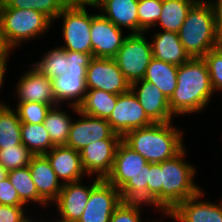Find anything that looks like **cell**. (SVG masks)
I'll return each mask as SVG.
<instances>
[{"label":"cell","mask_w":222,"mask_h":222,"mask_svg":"<svg viewBox=\"0 0 222 222\" xmlns=\"http://www.w3.org/2000/svg\"><path fill=\"white\" fill-rule=\"evenodd\" d=\"M214 91L206 62L191 58L178 67L177 86L169 98L173 116L200 112L206 108Z\"/></svg>","instance_id":"cell-1"},{"label":"cell","mask_w":222,"mask_h":222,"mask_svg":"<svg viewBox=\"0 0 222 222\" xmlns=\"http://www.w3.org/2000/svg\"><path fill=\"white\" fill-rule=\"evenodd\" d=\"M182 134L183 131L170 121L133 129L122 140L148 163H161L175 157L185 148Z\"/></svg>","instance_id":"cell-2"},{"label":"cell","mask_w":222,"mask_h":222,"mask_svg":"<svg viewBox=\"0 0 222 222\" xmlns=\"http://www.w3.org/2000/svg\"><path fill=\"white\" fill-rule=\"evenodd\" d=\"M178 35L191 58H203L210 50L221 45L216 35L214 12L209 0H197L191 6Z\"/></svg>","instance_id":"cell-3"},{"label":"cell","mask_w":222,"mask_h":222,"mask_svg":"<svg viewBox=\"0 0 222 222\" xmlns=\"http://www.w3.org/2000/svg\"><path fill=\"white\" fill-rule=\"evenodd\" d=\"M184 148L175 157L161 162L160 211L171 212L179 203L196 195L201 188L194 182L196 171L184 160Z\"/></svg>","instance_id":"cell-4"},{"label":"cell","mask_w":222,"mask_h":222,"mask_svg":"<svg viewBox=\"0 0 222 222\" xmlns=\"http://www.w3.org/2000/svg\"><path fill=\"white\" fill-rule=\"evenodd\" d=\"M52 24L48 16L37 10L0 8V41L12 50L23 41L43 35Z\"/></svg>","instance_id":"cell-5"},{"label":"cell","mask_w":222,"mask_h":222,"mask_svg":"<svg viewBox=\"0 0 222 222\" xmlns=\"http://www.w3.org/2000/svg\"><path fill=\"white\" fill-rule=\"evenodd\" d=\"M87 5L86 0H72L56 17V21L58 18L63 19L65 45L60 48L92 55V14H88Z\"/></svg>","instance_id":"cell-6"},{"label":"cell","mask_w":222,"mask_h":222,"mask_svg":"<svg viewBox=\"0 0 222 222\" xmlns=\"http://www.w3.org/2000/svg\"><path fill=\"white\" fill-rule=\"evenodd\" d=\"M152 57L151 43L147 41L145 33H130L113 59L131 85L144 78Z\"/></svg>","instance_id":"cell-7"},{"label":"cell","mask_w":222,"mask_h":222,"mask_svg":"<svg viewBox=\"0 0 222 222\" xmlns=\"http://www.w3.org/2000/svg\"><path fill=\"white\" fill-rule=\"evenodd\" d=\"M81 119L72 121L65 146L81 151L85 146L102 139H122L116 134L106 119L79 112L78 106L69 105Z\"/></svg>","instance_id":"cell-8"},{"label":"cell","mask_w":222,"mask_h":222,"mask_svg":"<svg viewBox=\"0 0 222 222\" xmlns=\"http://www.w3.org/2000/svg\"><path fill=\"white\" fill-rule=\"evenodd\" d=\"M85 80L87 90L99 89L119 95L131 88L113 58L92 57Z\"/></svg>","instance_id":"cell-9"},{"label":"cell","mask_w":222,"mask_h":222,"mask_svg":"<svg viewBox=\"0 0 222 222\" xmlns=\"http://www.w3.org/2000/svg\"><path fill=\"white\" fill-rule=\"evenodd\" d=\"M107 122L111 125L112 130L121 137L133 129L153 124L131 89L118 95L115 108Z\"/></svg>","instance_id":"cell-10"},{"label":"cell","mask_w":222,"mask_h":222,"mask_svg":"<svg viewBox=\"0 0 222 222\" xmlns=\"http://www.w3.org/2000/svg\"><path fill=\"white\" fill-rule=\"evenodd\" d=\"M122 202L120 191L105 179L93 188L78 222H109L115 208Z\"/></svg>","instance_id":"cell-11"},{"label":"cell","mask_w":222,"mask_h":222,"mask_svg":"<svg viewBox=\"0 0 222 222\" xmlns=\"http://www.w3.org/2000/svg\"><path fill=\"white\" fill-rule=\"evenodd\" d=\"M123 30L105 18L101 13L92 15L91 43L92 57L113 58L122 47Z\"/></svg>","instance_id":"cell-12"},{"label":"cell","mask_w":222,"mask_h":222,"mask_svg":"<svg viewBox=\"0 0 222 222\" xmlns=\"http://www.w3.org/2000/svg\"><path fill=\"white\" fill-rule=\"evenodd\" d=\"M122 139H102L80 151L81 164L88 176L105 179L110 173L118 144Z\"/></svg>","instance_id":"cell-13"},{"label":"cell","mask_w":222,"mask_h":222,"mask_svg":"<svg viewBox=\"0 0 222 222\" xmlns=\"http://www.w3.org/2000/svg\"><path fill=\"white\" fill-rule=\"evenodd\" d=\"M101 180L96 177L91 185L84 186L81 181L63 184L55 201L60 219L59 222H78L89 200L92 188ZM83 184V185H82Z\"/></svg>","instance_id":"cell-14"},{"label":"cell","mask_w":222,"mask_h":222,"mask_svg":"<svg viewBox=\"0 0 222 222\" xmlns=\"http://www.w3.org/2000/svg\"><path fill=\"white\" fill-rule=\"evenodd\" d=\"M201 190L196 195L179 203L171 212L163 214L178 222H222V200L219 204L201 201Z\"/></svg>","instance_id":"cell-15"},{"label":"cell","mask_w":222,"mask_h":222,"mask_svg":"<svg viewBox=\"0 0 222 222\" xmlns=\"http://www.w3.org/2000/svg\"><path fill=\"white\" fill-rule=\"evenodd\" d=\"M16 88L18 103L36 102L48 104L51 107L59 105L54 95L52 80L35 66L23 74Z\"/></svg>","instance_id":"cell-16"},{"label":"cell","mask_w":222,"mask_h":222,"mask_svg":"<svg viewBox=\"0 0 222 222\" xmlns=\"http://www.w3.org/2000/svg\"><path fill=\"white\" fill-rule=\"evenodd\" d=\"M130 89L153 123H167L173 120L169 99L154 84L142 79L132 83Z\"/></svg>","instance_id":"cell-17"},{"label":"cell","mask_w":222,"mask_h":222,"mask_svg":"<svg viewBox=\"0 0 222 222\" xmlns=\"http://www.w3.org/2000/svg\"><path fill=\"white\" fill-rule=\"evenodd\" d=\"M148 161L123 140L117 146L112 169L105 180L120 190L132 177L138 175Z\"/></svg>","instance_id":"cell-18"},{"label":"cell","mask_w":222,"mask_h":222,"mask_svg":"<svg viewBox=\"0 0 222 222\" xmlns=\"http://www.w3.org/2000/svg\"><path fill=\"white\" fill-rule=\"evenodd\" d=\"M139 0H96L88 1V6L101 9L102 15L118 28L130 29L131 34H139L138 23Z\"/></svg>","instance_id":"cell-19"},{"label":"cell","mask_w":222,"mask_h":222,"mask_svg":"<svg viewBox=\"0 0 222 222\" xmlns=\"http://www.w3.org/2000/svg\"><path fill=\"white\" fill-rule=\"evenodd\" d=\"M44 156L62 184L81 181L84 174L86 175L81 164L80 151L65 145L54 146Z\"/></svg>","instance_id":"cell-20"},{"label":"cell","mask_w":222,"mask_h":222,"mask_svg":"<svg viewBox=\"0 0 222 222\" xmlns=\"http://www.w3.org/2000/svg\"><path fill=\"white\" fill-rule=\"evenodd\" d=\"M39 196L49 205L54 203L63 187L44 155L34 156L28 165Z\"/></svg>","instance_id":"cell-21"},{"label":"cell","mask_w":222,"mask_h":222,"mask_svg":"<svg viewBox=\"0 0 222 222\" xmlns=\"http://www.w3.org/2000/svg\"><path fill=\"white\" fill-rule=\"evenodd\" d=\"M151 42L153 57L163 62L181 66L191 59L176 32H158L152 37Z\"/></svg>","instance_id":"cell-22"},{"label":"cell","mask_w":222,"mask_h":222,"mask_svg":"<svg viewBox=\"0 0 222 222\" xmlns=\"http://www.w3.org/2000/svg\"><path fill=\"white\" fill-rule=\"evenodd\" d=\"M86 73L66 72L52 79L53 91L57 103L71 101L69 105L78 106L87 92Z\"/></svg>","instance_id":"cell-23"},{"label":"cell","mask_w":222,"mask_h":222,"mask_svg":"<svg viewBox=\"0 0 222 222\" xmlns=\"http://www.w3.org/2000/svg\"><path fill=\"white\" fill-rule=\"evenodd\" d=\"M178 67L152 57L143 79L154 84L169 99L177 86Z\"/></svg>","instance_id":"cell-24"},{"label":"cell","mask_w":222,"mask_h":222,"mask_svg":"<svg viewBox=\"0 0 222 222\" xmlns=\"http://www.w3.org/2000/svg\"><path fill=\"white\" fill-rule=\"evenodd\" d=\"M117 98V94L103 90H87L84 99L78 105V110L87 115L107 120L115 108Z\"/></svg>","instance_id":"cell-25"},{"label":"cell","mask_w":222,"mask_h":222,"mask_svg":"<svg viewBox=\"0 0 222 222\" xmlns=\"http://www.w3.org/2000/svg\"><path fill=\"white\" fill-rule=\"evenodd\" d=\"M197 0H162V13L159 24L163 31L178 33L189 9Z\"/></svg>","instance_id":"cell-26"},{"label":"cell","mask_w":222,"mask_h":222,"mask_svg":"<svg viewBox=\"0 0 222 222\" xmlns=\"http://www.w3.org/2000/svg\"><path fill=\"white\" fill-rule=\"evenodd\" d=\"M22 144L21 121L16 110L0 103V149Z\"/></svg>","instance_id":"cell-27"},{"label":"cell","mask_w":222,"mask_h":222,"mask_svg":"<svg viewBox=\"0 0 222 222\" xmlns=\"http://www.w3.org/2000/svg\"><path fill=\"white\" fill-rule=\"evenodd\" d=\"M148 171L150 163L119 190L122 201L155 206V200L148 193Z\"/></svg>","instance_id":"cell-28"},{"label":"cell","mask_w":222,"mask_h":222,"mask_svg":"<svg viewBox=\"0 0 222 222\" xmlns=\"http://www.w3.org/2000/svg\"><path fill=\"white\" fill-rule=\"evenodd\" d=\"M60 107L59 105L51 107L43 122L55 146L66 145L73 121L69 114L59 109Z\"/></svg>","instance_id":"cell-29"},{"label":"cell","mask_w":222,"mask_h":222,"mask_svg":"<svg viewBox=\"0 0 222 222\" xmlns=\"http://www.w3.org/2000/svg\"><path fill=\"white\" fill-rule=\"evenodd\" d=\"M21 139L34 156L45 155L55 146L43 123H21Z\"/></svg>","instance_id":"cell-30"},{"label":"cell","mask_w":222,"mask_h":222,"mask_svg":"<svg viewBox=\"0 0 222 222\" xmlns=\"http://www.w3.org/2000/svg\"><path fill=\"white\" fill-rule=\"evenodd\" d=\"M8 179L18 192L20 200L27 203H38L47 206V203L39 196L37 188L33 182L29 166L8 171Z\"/></svg>","instance_id":"cell-31"},{"label":"cell","mask_w":222,"mask_h":222,"mask_svg":"<svg viewBox=\"0 0 222 222\" xmlns=\"http://www.w3.org/2000/svg\"><path fill=\"white\" fill-rule=\"evenodd\" d=\"M72 0H0V8L33 9L44 13L52 21Z\"/></svg>","instance_id":"cell-32"},{"label":"cell","mask_w":222,"mask_h":222,"mask_svg":"<svg viewBox=\"0 0 222 222\" xmlns=\"http://www.w3.org/2000/svg\"><path fill=\"white\" fill-rule=\"evenodd\" d=\"M51 80L67 72L66 50L58 47L45 53L41 61L31 64Z\"/></svg>","instance_id":"cell-33"},{"label":"cell","mask_w":222,"mask_h":222,"mask_svg":"<svg viewBox=\"0 0 222 222\" xmlns=\"http://www.w3.org/2000/svg\"><path fill=\"white\" fill-rule=\"evenodd\" d=\"M33 157L23 144L0 149V165L7 171L28 166Z\"/></svg>","instance_id":"cell-34"},{"label":"cell","mask_w":222,"mask_h":222,"mask_svg":"<svg viewBox=\"0 0 222 222\" xmlns=\"http://www.w3.org/2000/svg\"><path fill=\"white\" fill-rule=\"evenodd\" d=\"M162 13V0H139L138 1V23L139 34L145 33L153 26L158 25Z\"/></svg>","instance_id":"cell-35"},{"label":"cell","mask_w":222,"mask_h":222,"mask_svg":"<svg viewBox=\"0 0 222 222\" xmlns=\"http://www.w3.org/2000/svg\"><path fill=\"white\" fill-rule=\"evenodd\" d=\"M16 111L21 123L41 124L44 122L46 114L51 106L43 103L24 102L18 103Z\"/></svg>","instance_id":"cell-36"},{"label":"cell","mask_w":222,"mask_h":222,"mask_svg":"<svg viewBox=\"0 0 222 222\" xmlns=\"http://www.w3.org/2000/svg\"><path fill=\"white\" fill-rule=\"evenodd\" d=\"M203 60L207 64L213 91H222V44L210 50Z\"/></svg>","instance_id":"cell-37"},{"label":"cell","mask_w":222,"mask_h":222,"mask_svg":"<svg viewBox=\"0 0 222 222\" xmlns=\"http://www.w3.org/2000/svg\"><path fill=\"white\" fill-rule=\"evenodd\" d=\"M139 203L122 201L114 210L109 222H142L140 219L141 207Z\"/></svg>","instance_id":"cell-38"},{"label":"cell","mask_w":222,"mask_h":222,"mask_svg":"<svg viewBox=\"0 0 222 222\" xmlns=\"http://www.w3.org/2000/svg\"><path fill=\"white\" fill-rule=\"evenodd\" d=\"M92 55L66 50L67 72L87 73Z\"/></svg>","instance_id":"cell-39"},{"label":"cell","mask_w":222,"mask_h":222,"mask_svg":"<svg viewBox=\"0 0 222 222\" xmlns=\"http://www.w3.org/2000/svg\"><path fill=\"white\" fill-rule=\"evenodd\" d=\"M160 171L161 163H150L148 171V193L155 200V208L160 211Z\"/></svg>","instance_id":"cell-40"},{"label":"cell","mask_w":222,"mask_h":222,"mask_svg":"<svg viewBox=\"0 0 222 222\" xmlns=\"http://www.w3.org/2000/svg\"><path fill=\"white\" fill-rule=\"evenodd\" d=\"M0 204L11 206H25L20 200L18 192L6 178L0 182Z\"/></svg>","instance_id":"cell-41"},{"label":"cell","mask_w":222,"mask_h":222,"mask_svg":"<svg viewBox=\"0 0 222 222\" xmlns=\"http://www.w3.org/2000/svg\"><path fill=\"white\" fill-rule=\"evenodd\" d=\"M24 206L0 204V222H23L26 219Z\"/></svg>","instance_id":"cell-42"},{"label":"cell","mask_w":222,"mask_h":222,"mask_svg":"<svg viewBox=\"0 0 222 222\" xmlns=\"http://www.w3.org/2000/svg\"><path fill=\"white\" fill-rule=\"evenodd\" d=\"M214 12L215 31L219 42L222 44V2L209 1Z\"/></svg>","instance_id":"cell-43"},{"label":"cell","mask_w":222,"mask_h":222,"mask_svg":"<svg viewBox=\"0 0 222 222\" xmlns=\"http://www.w3.org/2000/svg\"><path fill=\"white\" fill-rule=\"evenodd\" d=\"M11 50L0 41V72H6Z\"/></svg>","instance_id":"cell-44"},{"label":"cell","mask_w":222,"mask_h":222,"mask_svg":"<svg viewBox=\"0 0 222 222\" xmlns=\"http://www.w3.org/2000/svg\"><path fill=\"white\" fill-rule=\"evenodd\" d=\"M8 178V171L0 165V182Z\"/></svg>","instance_id":"cell-45"},{"label":"cell","mask_w":222,"mask_h":222,"mask_svg":"<svg viewBox=\"0 0 222 222\" xmlns=\"http://www.w3.org/2000/svg\"><path fill=\"white\" fill-rule=\"evenodd\" d=\"M5 72H0V89L4 83Z\"/></svg>","instance_id":"cell-46"},{"label":"cell","mask_w":222,"mask_h":222,"mask_svg":"<svg viewBox=\"0 0 222 222\" xmlns=\"http://www.w3.org/2000/svg\"><path fill=\"white\" fill-rule=\"evenodd\" d=\"M23 222H33V220H31L30 218H28V216L26 217V219L23 221ZM34 222H36V221H34ZM38 222V221H37ZM40 222V221H39ZM41 222H44V221H42L41 220ZM48 222V221H47ZM51 222V221H50ZM53 222V221H52ZM54 222H59L58 220L56 221V220H54Z\"/></svg>","instance_id":"cell-47"},{"label":"cell","mask_w":222,"mask_h":222,"mask_svg":"<svg viewBox=\"0 0 222 222\" xmlns=\"http://www.w3.org/2000/svg\"><path fill=\"white\" fill-rule=\"evenodd\" d=\"M86 1H90V2H93V3H94L96 0H86Z\"/></svg>","instance_id":"cell-48"}]
</instances>
